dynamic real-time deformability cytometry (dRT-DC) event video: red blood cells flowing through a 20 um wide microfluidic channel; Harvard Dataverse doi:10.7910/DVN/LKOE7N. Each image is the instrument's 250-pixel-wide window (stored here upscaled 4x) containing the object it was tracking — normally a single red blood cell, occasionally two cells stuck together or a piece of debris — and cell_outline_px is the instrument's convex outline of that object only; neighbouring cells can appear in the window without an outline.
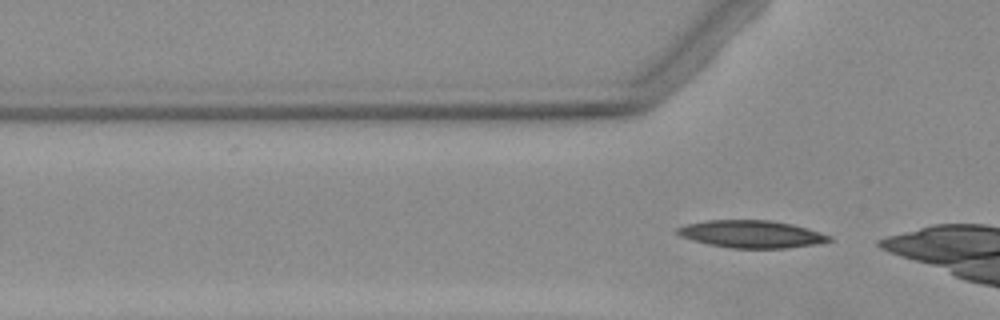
{"species": "Egyptian fruit bat (a non-hibernating species)", "species_latin": "Rousettus aegyptiacus", "temperature_condition": "warm", "stored_images_in_passage": 2, "camera_frame_rate_fps": 3000, "um_per_image_px": 0.085, "animal": {"sex": "female"}, "frame": {"image": 1, "passage_image": 2, "time_ms": 1.333, "image_size_px": [1000, 320], "cell_outline_px": [[832, 240], [816, 244], [784, 248], [732, 248], [708, 244], [680, 236], [676, 232], [676, 228], [688, 224], [708, 220], [772, 220], [792, 224], [820, 232], [832, 236]], "centroid_in_image_um": [63.89, 19.89], "position_along_channel_um": 61.9, "area_um2": 24.1}}